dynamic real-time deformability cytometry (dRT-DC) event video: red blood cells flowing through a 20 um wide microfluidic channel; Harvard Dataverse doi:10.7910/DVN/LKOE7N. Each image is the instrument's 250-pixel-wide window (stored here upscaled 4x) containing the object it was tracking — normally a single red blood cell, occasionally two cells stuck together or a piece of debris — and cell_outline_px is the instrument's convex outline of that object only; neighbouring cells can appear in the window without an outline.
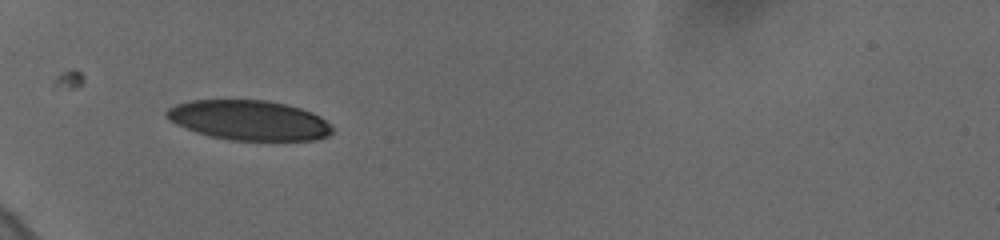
{"species": "human", "species_latin": "Homo sapiens", "temperature_condition": "cold", "stored_images_in_passage": 2, "camera_frame_rate_fps": 3000, "um_per_image_px": 0.085, "donor": {"sex": "female"}, "frame": {"image": 1, "passage_image": 1, "time_ms": 0.0, "image_size_px": [1000, 240], "cell_outline_px": [[332, 132], [328, 136], [316, 140], [228, 140], [196, 132], [176, 124], [168, 120], [164, 116], [164, 112], [168, 108], [176, 104], [192, 100], [268, 100], [300, 108], [312, 112], [320, 116], [332, 128]], "centroid_in_image_um": [21.13, 10.22], "position_along_channel_um": 63.9, "area_um2": 38.49}}